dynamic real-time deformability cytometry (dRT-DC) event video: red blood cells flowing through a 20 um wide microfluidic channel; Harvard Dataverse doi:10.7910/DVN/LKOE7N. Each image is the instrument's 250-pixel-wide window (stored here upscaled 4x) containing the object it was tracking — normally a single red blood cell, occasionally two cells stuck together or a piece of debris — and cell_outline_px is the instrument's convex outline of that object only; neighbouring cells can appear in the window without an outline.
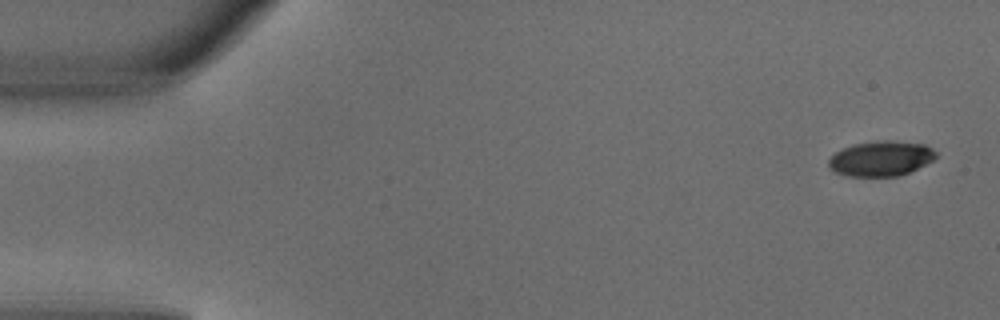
{"species": "common noctule bat (a hibernating species)", "species_latin": "Nyctalus noctula", "temperature_condition": "warm", "stored_images_in_passage": 5, "camera_frame_rate_fps": 3000, "um_per_image_px": 0.085, "animal": {"sex": "male", "body_mass_g": 18.8}, "frame": {"image": 1, "passage_image": 1, "time_ms": 0.0, "image_size_px": [1000, 320], "cell_outline_px": [[936, 156], [932, 160], [908, 172], [896, 176], [848, 176], [836, 172], [828, 164], [828, 160], [836, 152], [852, 144], [884, 140], [888, 140], [924, 144], [932, 148], [936, 152]], "centroid_in_image_um": [74.87, 13.46], "position_along_channel_um": 10.1, "area_um2": 21.56}}
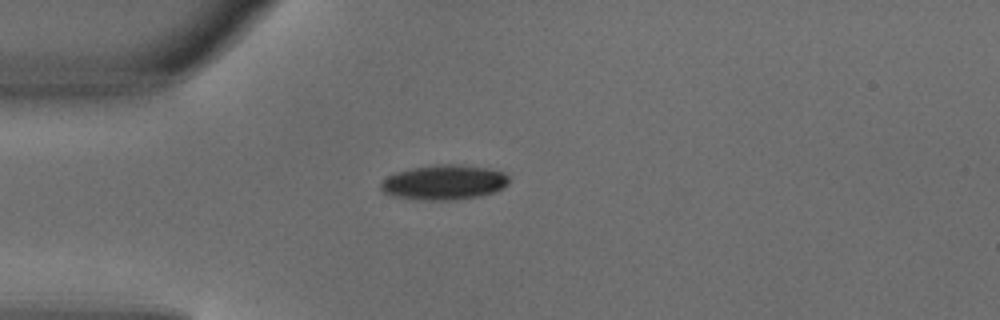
{"frame": {"image": 2, "passage_image": 4, "time_ms": 1.0, "image_size_px": [1000, 320], "cell_outline_px": [[508, 184], [492, 192], [480, 196], [452, 200], [424, 200], [392, 196], [384, 192], [380, 188], [380, 184], [388, 176], [396, 172], [412, 168], [440, 164], [456, 164], [488, 168], [504, 172], [508, 176]], "centroid_in_image_um": [37.73, 15.5], "position_along_channel_um": 47.3, "area_um2": 25.84}}